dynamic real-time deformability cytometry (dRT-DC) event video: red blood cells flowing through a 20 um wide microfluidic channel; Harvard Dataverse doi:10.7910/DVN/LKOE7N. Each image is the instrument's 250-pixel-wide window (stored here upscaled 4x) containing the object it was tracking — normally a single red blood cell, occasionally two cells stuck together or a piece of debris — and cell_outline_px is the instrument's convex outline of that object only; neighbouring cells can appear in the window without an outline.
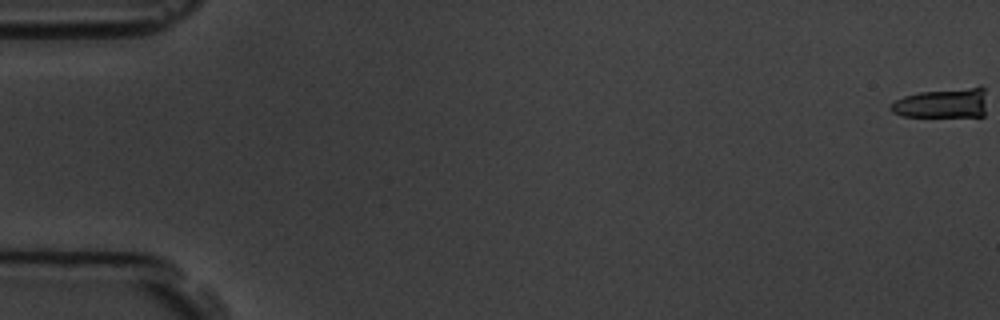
{"species": "common noctule bat (a hibernating species)", "species_latin": "Nyctalus noctula", "temperature_condition": "room temperature", "stored_images_in_passage": 7, "segment_of_instrument_passage": [1, 2], "camera_frame_rate_fps": 3000, "um_per_image_px": 0.085, "animal": {"sex": "male", "body_mass_g": 19.5, "forearm_length_mm": 54.6}, "frame": {"image": 1, "passage_image": 1, "time_ms": 0.0, "image_size_px": [1000, 320], "cell_outline_px": [[984, 116], [904, 116], [892, 112], [888, 108], [888, 104], [904, 96], [920, 92], [980, 84], [984, 88]], "centroid_in_image_um": [80.1, 8.73], "position_along_channel_um": 4.9, "area_um2": 17.05}}
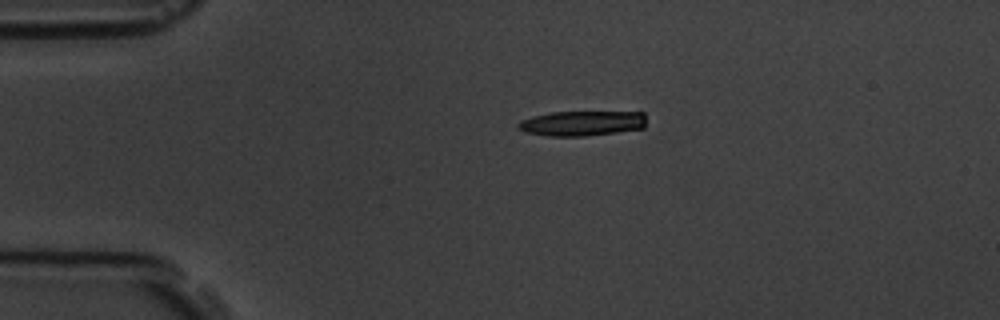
{"frame": {"image": 2, "passage_image": 5, "time_ms": 4.333, "image_size_px": [1000, 320], "cell_outline_px": [[644, 128], [616, 132], [584, 136], [548, 136], [524, 132], [516, 128], [516, 124], [520, 120], [532, 116], [552, 112], [644, 112]], "centroid_in_image_um": [49.4, 10.48], "position_along_channel_um": 35.6, "area_um2": 18.73}}